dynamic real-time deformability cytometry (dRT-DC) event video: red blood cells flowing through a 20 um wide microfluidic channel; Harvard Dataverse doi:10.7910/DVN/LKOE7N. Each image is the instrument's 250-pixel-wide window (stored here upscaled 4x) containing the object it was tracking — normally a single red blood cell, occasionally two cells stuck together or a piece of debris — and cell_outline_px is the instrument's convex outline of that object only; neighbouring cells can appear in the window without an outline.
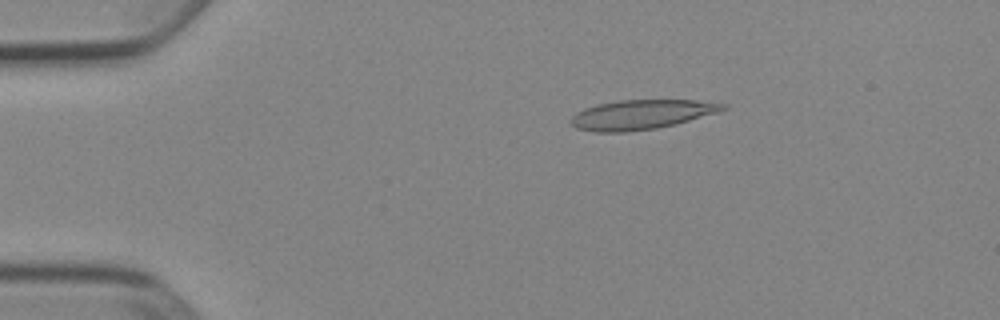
{"species": "Egyptian fruit bat (a non-hibernating species)", "species_latin": "Rousettus aegyptiacus", "temperature_condition": "cold", "stored_images_in_passage": 51, "camera_frame_rate_fps": 3000, "um_per_image_px": 0.085, "animal": {"sex": "female"}, "frame": {"image": 1, "passage_image": 9, "time_ms": 2.667, "image_size_px": [1000, 320], "cell_outline_px": [[728, 108], [716, 112], [676, 124], [656, 128], [624, 132], [596, 132], [576, 128], [568, 120], [576, 112], [584, 108], [596, 104], [620, 100], [696, 100], [728, 104]], "centroid_in_image_um": [54.48, 9.73], "position_along_channel_um": 30.5, "area_um2": 26.13}}
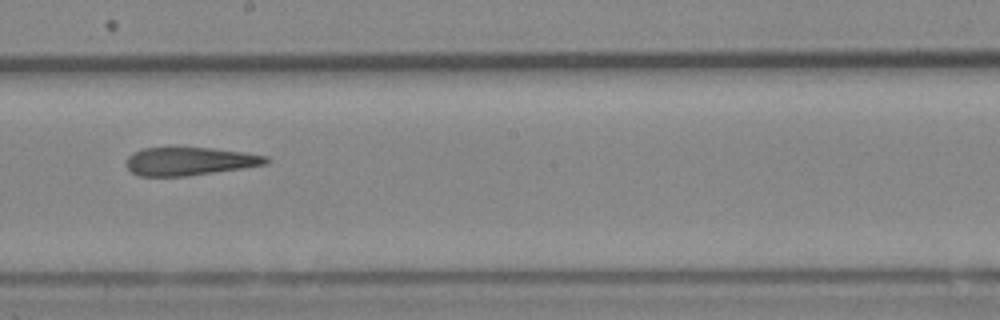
{"frame": {"image": 2, "passage_image": 29, "time_ms": 9.333, "image_size_px": [1000, 320], "cell_outline_px": [[272, 160], [268, 164], [244, 168], [188, 176], [140, 176], [132, 172], [128, 168], [128, 156], [144, 148], [212, 148], [244, 152], [268, 156]], "centroid_in_image_um": [16.21, 13.71], "position_along_channel_um": 232.0, "area_um2": 22.83}}
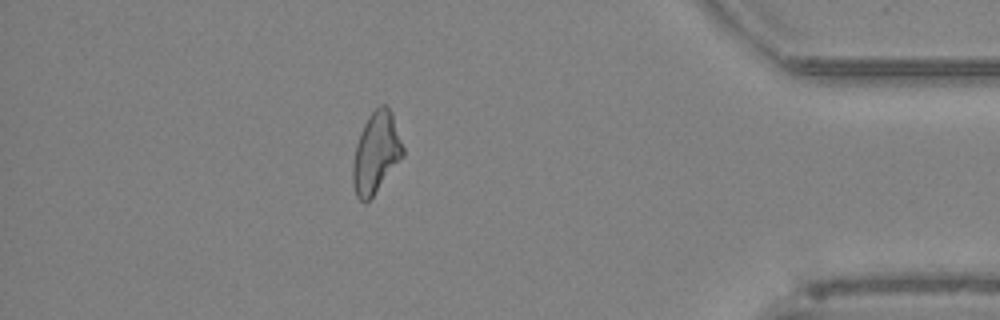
{"frame": {"image": 3, "passage_image": 45, "time_ms": 14.667, "image_size_px": [1000, 320], "cell_outline_px": [[404, 156], [372, 196], [364, 204], [356, 196], [352, 184], [352, 164], [356, 144], [360, 132], [368, 116], [380, 104], [384, 104], [392, 112], [404, 148]], "centroid_in_image_um": [31.95, 12.98], "position_along_channel_um": 403.2, "area_um2": 23.64}, "authors_computed_cell_mechanics": {"area_um2": 24.6228, "velocity_mm_per_s": 3.9216, "shape_relaxation_time_tau1_ms": null, "shape_relaxation_time_tau2_ms": 5.0384, "deformation_change_tau1": null, "deformation_change_tau2": 0.1834}}